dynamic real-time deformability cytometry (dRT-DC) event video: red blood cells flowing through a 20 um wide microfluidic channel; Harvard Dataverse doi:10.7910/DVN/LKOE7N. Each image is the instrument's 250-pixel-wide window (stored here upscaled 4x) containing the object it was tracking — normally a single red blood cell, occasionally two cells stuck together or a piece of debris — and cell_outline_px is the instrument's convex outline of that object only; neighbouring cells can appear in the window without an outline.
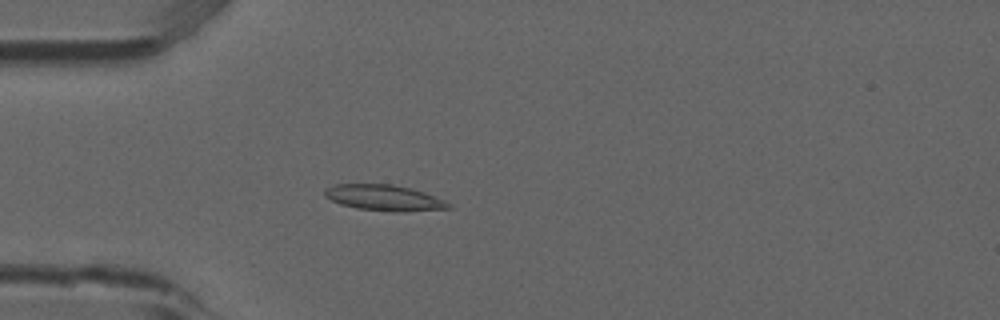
{"species": "common noctule bat (a hibernating species)", "species_latin": "Nyctalus noctula", "temperature_condition": "room temperature", "stored_images_in_passage": 52, "camera_frame_rate_fps": 3000, "um_per_image_px": 0.085, "animal": {"sex": "male", "forearm_length_mm": 52.5}, "frame": {"image": 1, "passage_image": 14, "time_ms": 4.333, "image_size_px": [1000, 320], "cell_outline_px": [[452, 208], [404, 212], [392, 212], [356, 208], [340, 204], [324, 196], [324, 188], [336, 184], [392, 184], [424, 192], [444, 200], [452, 204]], "centroid_in_image_um": [32.65, 16.82], "position_along_channel_um": 52.4, "area_um2": 18.73}}
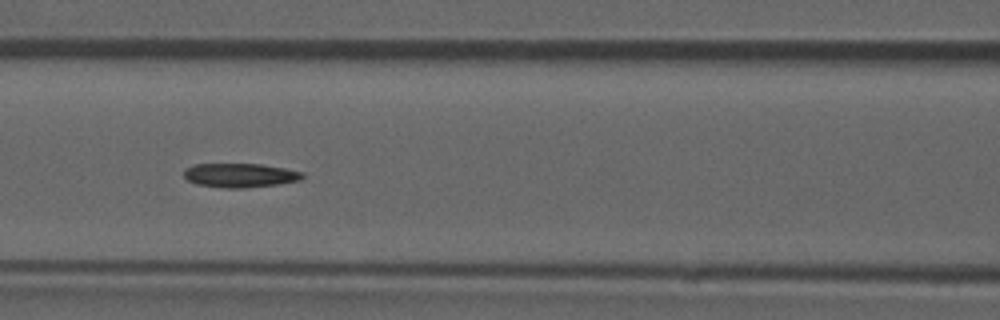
{"frame": {"image": 2, "passage_image": 22, "time_ms": 7.0, "image_size_px": [1000, 320], "cell_outline_px": [[304, 176], [300, 180], [280, 184], [244, 188], [224, 188], [196, 184], [188, 180], [184, 176], [184, 168], [196, 164], [260, 164], [284, 168], [304, 172]], "centroid_in_image_um": [20.41, 14.9], "position_along_channel_um": 146.2, "area_um2": 16.7}}
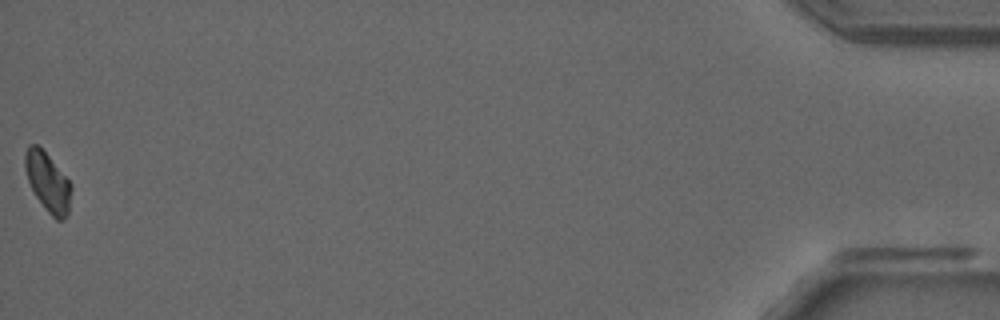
{"frame": {"image": 3, "passage_image": 52, "time_ms": 17.0, "image_size_px": [1000, 320], "cell_outline_px": [[72, 188], [68, 212], [64, 220], [56, 220], [48, 212], [36, 196], [28, 180], [24, 168], [24, 152], [28, 144], [36, 144], [48, 156], [72, 184]], "centroid_in_image_um": [4.05, 15.47], "position_along_channel_um": 431.2, "area_um2": 15.72}, "authors_computed_cell_mechanics": {"area_um2": 16.8776, "velocity_mm_per_s": 3.8601, "shape_relaxation_time_tau1_ms": null, "shape_relaxation_time_tau2_ms": 4.9496, "deformation_change_tau1": null, "deformation_change_tau2": 0.0786}}